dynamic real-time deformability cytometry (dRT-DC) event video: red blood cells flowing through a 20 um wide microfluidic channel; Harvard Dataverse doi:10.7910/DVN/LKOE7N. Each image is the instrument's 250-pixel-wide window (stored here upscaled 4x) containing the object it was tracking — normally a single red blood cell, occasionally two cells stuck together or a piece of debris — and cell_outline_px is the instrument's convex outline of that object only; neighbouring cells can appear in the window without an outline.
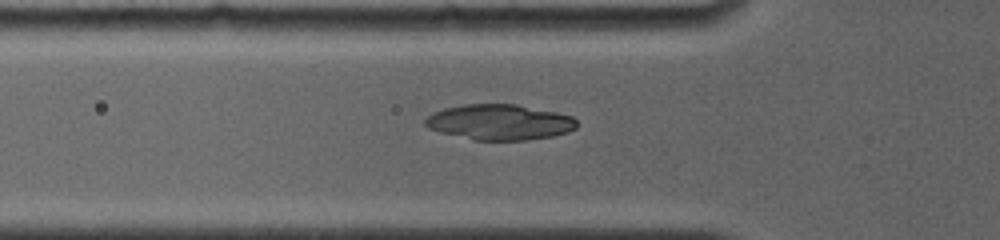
{"species": "common noctule bat (a hibernating species)", "species_latin": "Nyctalus noctula", "temperature_condition": "room temperature", "stored_images_in_passage": 22, "camera_frame_rate_fps": 4000, "um_per_image_px": 0.085, "animal": {"sex": "female", "body_mass_g": 19.0, "forearm_length_mm": 56.7}, "frame": {"image": 1, "passage_image": 6, "time_ms": 1.25, "image_size_px": [1000, 240], "cell_outline_px": [[576, 128], [568, 132], [552, 136], [528, 140], [472, 140], [440, 132], [428, 128], [424, 124], [424, 120], [432, 112], [444, 108], [464, 104], [516, 104], [556, 112], [572, 116], [576, 120]], "centroid_in_image_um": [42.44, 10.38], "position_along_channel_um": 83.4, "area_um2": 31.5}}
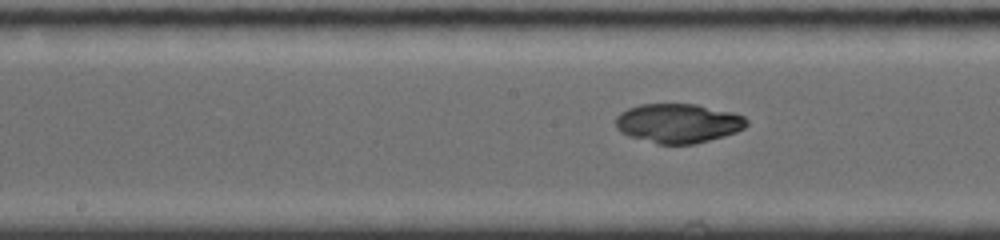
{"frame": {"image": 2, "passage_image": 15, "time_ms": 3.5, "image_size_px": [1000, 240], "cell_outline_px": [[748, 124], [744, 128], [736, 132], [724, 136], [696, 144], [660, 144], [628, 136], [620, 132], [616, 128], [616, 116], [620, 112], [628, 108], [640, 104], [696, 104], [732, 112], [744, 116], [748, 120]], "centroid_in_image_um": [57.64, 10.47], "position_along_channel_um": 190.6, "area_um2": 30.11}}
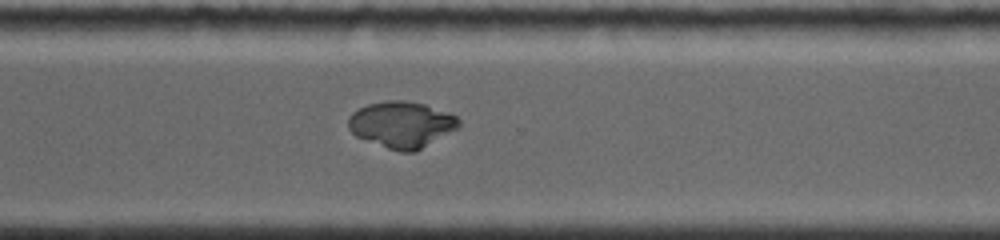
{"frame": {"image": 3, "passage_image": 22, "time_ms": 5.25, "image_size_px": [1000, 240], "cell_outline_px": [[460, 128], [416, 152], [400, 152], [388, 148], [356, 136], [348, 128], [348, 116], [352, 112], [368, 104], [388, 100], [404, 100], [424, 104], [456, 116], [460, 120]], "centroid_in_image_um": [34.16, 10.59], "position_along_channel_um": 336.4, "area_um2": 29.88}}